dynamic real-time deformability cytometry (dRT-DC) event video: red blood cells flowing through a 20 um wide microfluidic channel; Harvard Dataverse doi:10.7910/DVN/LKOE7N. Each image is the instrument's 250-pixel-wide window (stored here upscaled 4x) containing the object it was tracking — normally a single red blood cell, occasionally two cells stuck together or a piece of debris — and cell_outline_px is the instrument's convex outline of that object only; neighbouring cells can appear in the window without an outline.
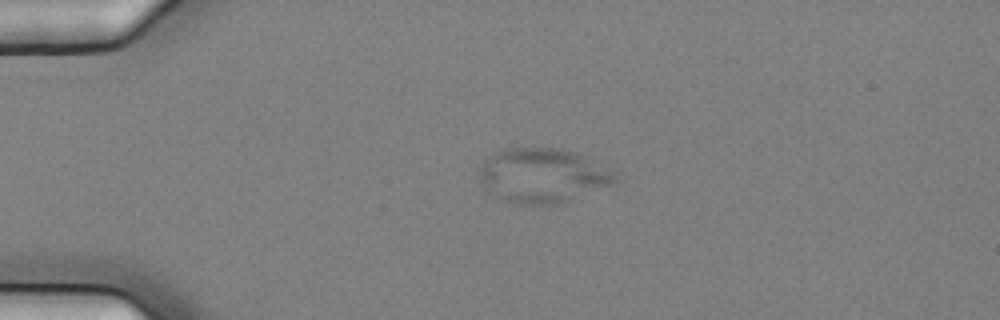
{"species": "common noctule bat (a hibernating species)", "species_latin": "Nyctalus noctula", "temperature_condition": "cold", "stored_images_in_passage": 2, "camera_frame_rate_fps": 3000, "um_per_image_px": 0.085, "animal": {"sex": "female", "body_mass_g": 25.1}, "frame": {"image": 1, "passage_image": 1, "time_ms": 0.0, "image_size_px": [1000, 320], "cell_outline_px": [[620, 180], [616, 184], [552, 204], [512, 204], [500, 200], [484, 188], [476, 172], [484, 160], [496, 152], [504, 148], [560, 148], [580, 152], [620, 172]], "centroid_in_image_um": [46.17, 14.89], "position_along_channel_um": 38.8, "area_um2": 44.1}}